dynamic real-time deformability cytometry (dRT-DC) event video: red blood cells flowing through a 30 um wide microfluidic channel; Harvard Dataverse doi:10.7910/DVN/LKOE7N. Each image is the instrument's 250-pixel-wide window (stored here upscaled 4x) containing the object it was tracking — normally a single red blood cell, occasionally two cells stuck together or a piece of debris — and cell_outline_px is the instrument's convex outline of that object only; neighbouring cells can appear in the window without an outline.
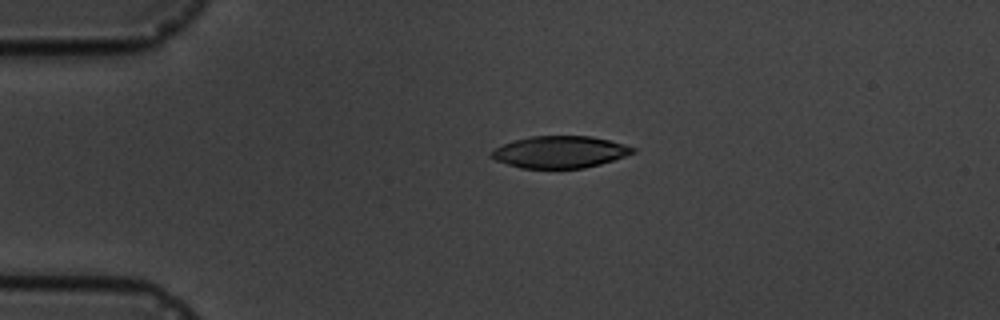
{"species": "common noctule bat (a hibernating species)", "species_latin": "Nyctalus noctula", "temperature_condition": "cold", "stored_images_in_passage": 5, "camera_frame_rate_fps": 3000, "um_per_image_px": 0.085, "animal": {"sex": "male", "body_mass_g": 19.5, "forearm_length_mm": 54.6}, "frame": {"image": 1, "passage_image": 4, "time_ms": 3.333, "image_size_px": [1000, 320], "cell_outline_px": [[636, 152], [600, 164], [584, 168], [520, 168], [496, 160], [488, 156], [496, 148], [504, 144], [516, 140], [532, 136], [592, 136], [624, 144], [636, 148]], "centroid_in_image_um": [47.6, 12.92], "position_along_channel_um": 37.4, "area_um2": 26.07}}